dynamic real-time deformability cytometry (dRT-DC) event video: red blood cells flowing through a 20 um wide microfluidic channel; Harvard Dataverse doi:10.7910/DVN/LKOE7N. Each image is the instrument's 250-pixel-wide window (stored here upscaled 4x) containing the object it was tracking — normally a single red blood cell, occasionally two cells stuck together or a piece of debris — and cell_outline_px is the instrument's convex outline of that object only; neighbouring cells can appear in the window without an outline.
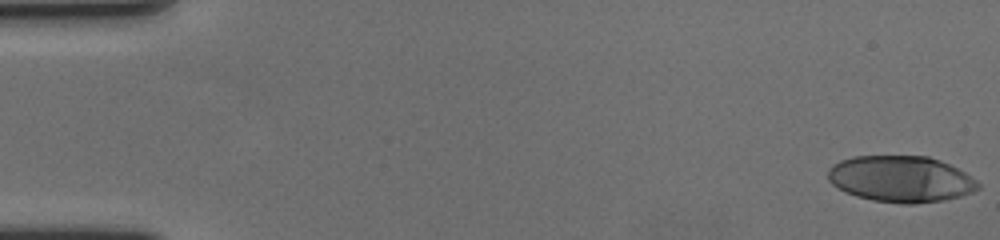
{"species": "human", "species_latin": "Homo sapiens", "temperature_condition": "cold", "stored_images_in_passage": 58, "camera_frame_rate_fps": 3000, "um_per_image_px": 0.085, "donor": {"sex": "female"}, "frame": {"image": 1, "passage_image": 1, "time_ms": 0.0, "image_size_px": [1000, 240], "cell_outline_px": [[980, 188], [972, 192], [960, 196], [944, 200], [916, 204], [900, 204], [872, 200], [856, 196], [844, 192], [832, 184], [828, 180], [828, 168], [832, 164], [840, 160], [852, 156], [928, 156], [940, 160], [964, 172], [976, 180], [980, 184]], "centroid_in_image_um": [76.54, 15.22], "position_along_channel_um": 8.5, "area_um2": 40.75}}
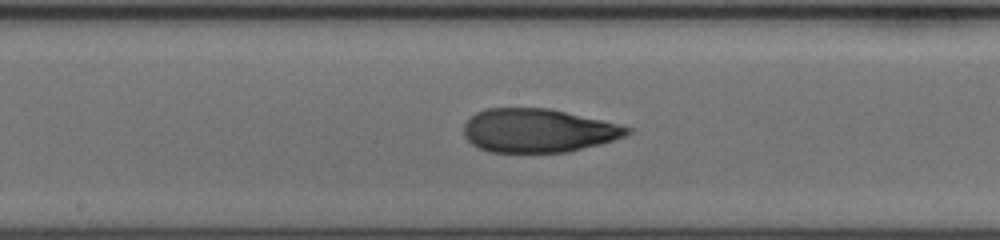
{"frame": {"image": 2, "passage_image": 31, "time_ms": 10.0, "image_size_px": [1000, 240], "cell_outline_px": [[632, 132], [624, 136], [600, 144], [568, 152], [488, 152], [472, 144], [464, 136], [464, 124], [476, 112], [484, 108], [548, 108], [600, 120], [632, 128]], "centroid_in_image_um": [45.7, 11.1], "position_along_channel_um": 202.5, "area_um2": 41.27}}
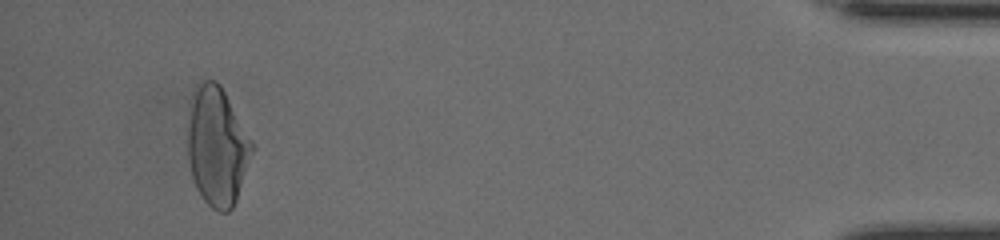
{"frame": {"image": 3, "passage_image": 55, "time_ms": 18.0, "image_size_px": [1000, 240], "cell_outline_px": [[252, 152], [236, 200], [232, 208], [228, 212], [220, 212], [212, 208], [204, 200], [196, 188], [192, 176], [188, 160], [188, 128], [192, 104], [196, 84], [200, 80], [216, 80], [220, 84], [252, 140]], "centroid_in_image_um": [18.44, 12.45], "position_along_channel_um": 416.8, "area_um2": 43.87}, "authors_computed_cell_mechanics": {"area_um2": 42.2807, "velocity_mm_per_s": 3.5687, "shape_relaxation_time_tau1_ms": 5.0409, "shape_relaxation_time_tau2_ms": 1.4338, "deformation_change_tau1": 0.2264, "deformation_change_tau2": 0.0756}}